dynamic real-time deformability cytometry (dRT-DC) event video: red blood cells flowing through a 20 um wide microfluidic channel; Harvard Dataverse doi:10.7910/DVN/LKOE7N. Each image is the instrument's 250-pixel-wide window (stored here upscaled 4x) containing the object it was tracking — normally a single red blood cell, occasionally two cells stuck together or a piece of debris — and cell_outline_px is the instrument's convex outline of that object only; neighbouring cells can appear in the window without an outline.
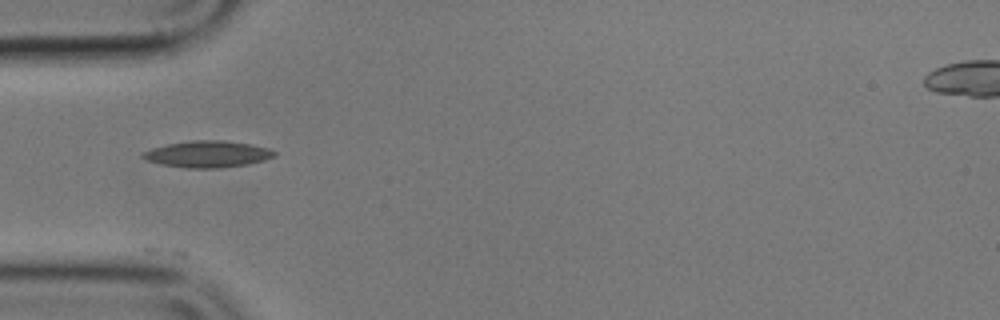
{"species": "common noctule bat (a hibernating species)", "species_latin": "Nyctalus noctula", "temperature_condition": "cold", "stored_images_in_passage": 4, "camera_frame_rate_fps": 3000, "um_per_image_px": 0.085, "animal": {"sex": "male", "body_mass_g": 17.9}, "frame": {"image": 1, "passage_image": 1, "time_ms": 0.0, "image_size_px": [1000, 320], "cell_outline_px": [[276, 156], [264, 160], [248, 164], [216, 168], [188, 168], [160, 164], [148, 160], [140, 156], [140, 152], [152, 148], [168, 144], [192, 140], [224, 140], [252, 144], [268, 148], [276, 152]], "centroid_in_image_um": [17.64, 13.09], "position_along_channel_um": 67.4, "area_um2": 20.4}}